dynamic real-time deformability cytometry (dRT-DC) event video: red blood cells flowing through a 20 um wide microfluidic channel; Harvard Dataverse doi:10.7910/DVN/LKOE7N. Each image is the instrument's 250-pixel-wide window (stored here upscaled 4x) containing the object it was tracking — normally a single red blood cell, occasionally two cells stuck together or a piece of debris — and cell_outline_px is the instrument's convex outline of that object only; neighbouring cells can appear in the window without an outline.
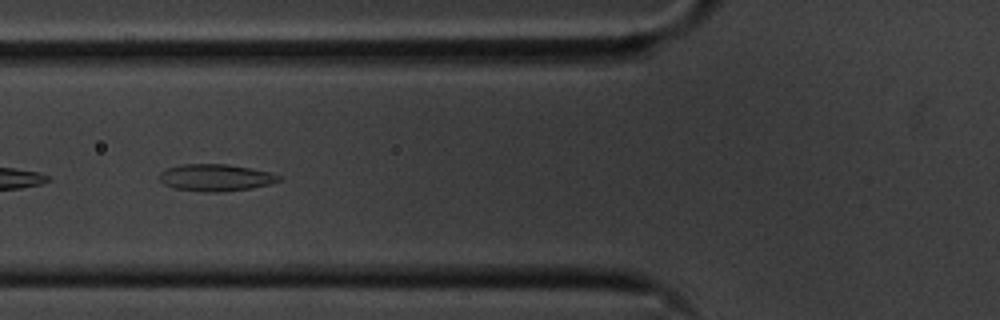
{"species": "common noctule bat (a hibernating species)", "species_latin": "Nyctalus noctula", "temperature_condition": "cold", "stored_images_in_passage": 51, "camera_frame_rate_fps": 3000, "um_per_image_px": 0.085, "animal": {"sex": "male", "body_mass_g": 20.1, "forearm_length_mm": 53.5}, "frame": {"image": 1, "passage_image": 21, "time_ms": 6.667, "image_size_px": [1000, 320], "cell_outline_px": [[284, 176], [280, 180], [268, 184], [248, 188], [224, 192], [208, 192], [176, 188], [164, 184], [160, 180], [160, 172], [168, 168], [180, 164], [228, 164], [252, 168], [272, 172]], "centroid_in_image_um": [18.37, 15.08], "position_along_channel_um": 107.4, "area_um2": 18.73}}
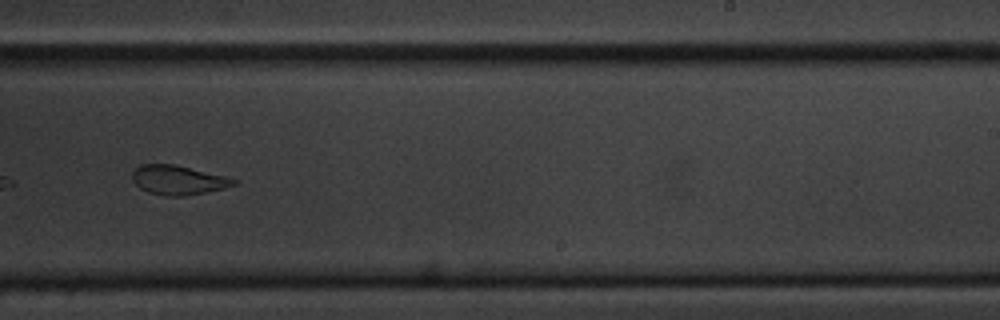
{"frame": {"image": 2, "passage_image": 35, "time_ms": 11.333, "image_size_px": [1000, 320], "cell_outline_px": [[236, 184], [224, 188], [184, 196], [168, 196], [148, 192], [140, 188], [132, 180], [132, 172], [140, 164], [176, 164], [228, 176], [236, 180]], "centroid_in_image_um": [15.14, 15.29], "position_along_channel_um": 273.9, "area_um2": 17.4}}
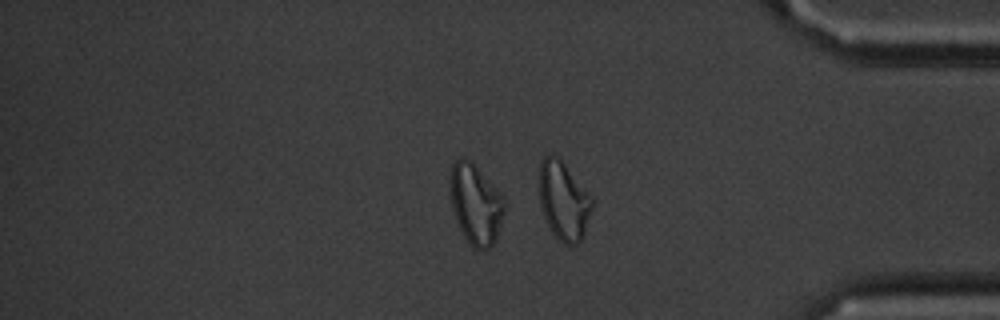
{"frame": {"image": 3, "passage_image": 46, "time_ms": 15.0, "image_size_px": [1000, 320], "cell_outline_px": [[508, 204], [496, 240], [488, 248], [472, 248], [468, 244], [456, 220], [452, 208], [448, 188], [448, 180], [452, 164], [460, 156], [464, 156], [472, 160], [504, 196]], "centroid_in_image_um": [40.43, 17.29], "position_along_channel_um": 394.8, "area_um2": 26.36}, "authors_computed_cell_mechanics": {"area_um2": 19.4786, "velocity_mm_per_s": 3.5618, "shape_relaxation_time_tau1_ms": null, "shape_relaxation_time_tau2_ms": 2.7762, "deformation_change_tau1": null, "deformation_change_tau2": 0.0996}}